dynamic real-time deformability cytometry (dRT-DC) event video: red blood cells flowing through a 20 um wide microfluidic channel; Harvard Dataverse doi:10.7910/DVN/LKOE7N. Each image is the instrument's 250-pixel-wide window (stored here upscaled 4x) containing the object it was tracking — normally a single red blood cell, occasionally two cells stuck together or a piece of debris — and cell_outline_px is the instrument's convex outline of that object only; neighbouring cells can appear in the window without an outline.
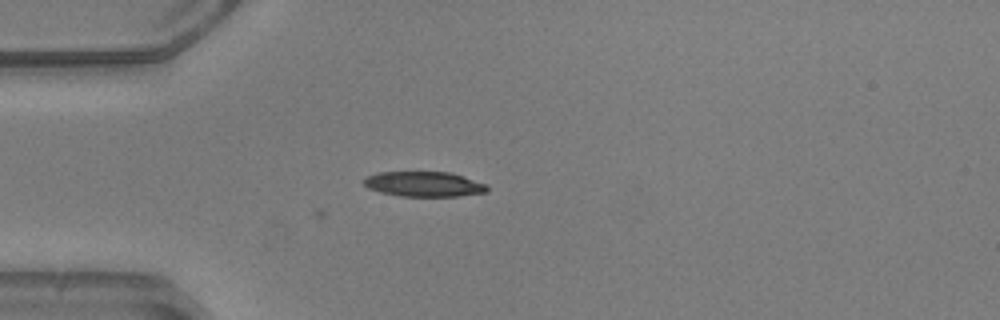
{"species": "common noctule bat (a hibernating species)", "species_latin": "Nyctalus noctula", "temperature_condition": "warm", "stored_images_in_passage": 3, "camera_frame_rate_fps": 3000, "um_per_image_px": 0.085, "animal": {"sex": "male", "body_mass_g": 20.5, "forearm_length_mm": 52.5}, "frame": {"image": 1, "passage_image": 1, "time_ms": 0.0, "image_size_px": [1000, 320], "cell_outline_px": [[488, 192], [460, 196], [400, 196], [380, 192], [368, 188], [364, 184], [364, 180], [368, 176], [380, 172], [452, 172], [488, 184]], "centroid_in_image_um": [36.1, 15.65], "position_along_channel_um": 48.9, "area_um2": 18.09}}